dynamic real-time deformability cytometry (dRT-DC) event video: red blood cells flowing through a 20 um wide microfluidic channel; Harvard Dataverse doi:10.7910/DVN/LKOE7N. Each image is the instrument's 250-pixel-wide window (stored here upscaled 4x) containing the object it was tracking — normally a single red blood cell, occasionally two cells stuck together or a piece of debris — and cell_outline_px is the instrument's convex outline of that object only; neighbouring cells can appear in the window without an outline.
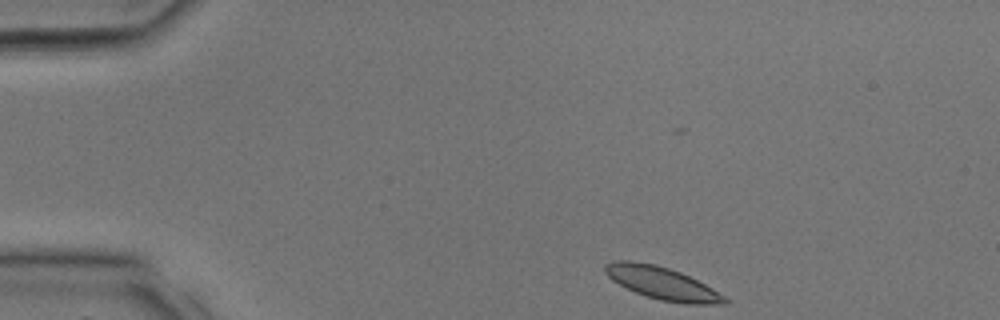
{"species": "common noctule bat (a hibernating species)", "species_latin": "Nyctalus noctula", "temperature_condition": "room temperature", "stored_images_in_passage": 28, "camera_frame_rate_fps": 3000, "um_per_image_px": 0.085, "animal": {"sex": "male", "body_mass_g": 17.9, "forearm_length_mm": 54.2}, "frame": {"image": 1, "passage_image": 1, "time_ms": 0.0, "image_size_px": [1000, 320], "cell_outline_px": [[728, 304], [684, 304], [660, 300], [636, 292], [612, 280], [604, 272], [604, 264], [612, 260], [632, 260], [656, 264], [680, 272], [712, 288], [724, 296], [728, 300]], "centroid_in_image_um": [56.25, 24.06], "position_along_channel_um": 28.7, "area_um2": 22.6}}
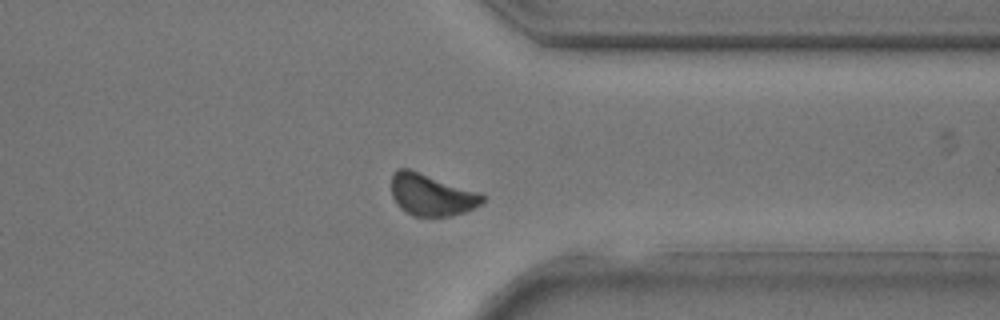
{"frame": {"image": 2, "passage_image": 21, "time_ms": 6.667, "image_size_px": [1000, 320], "cell_outline_px": [[484, 200], [480, 204], [464, 212], [448, 216], [412, 216], [400, 208], [392, 196], [392, 172], [396, 168], [408, 168], [480, 192], [484, 196]], "centroid_in_image_um": [36.65, 16.54], "position_along_channel_um": 374.8, "area_um2": 22.14}}
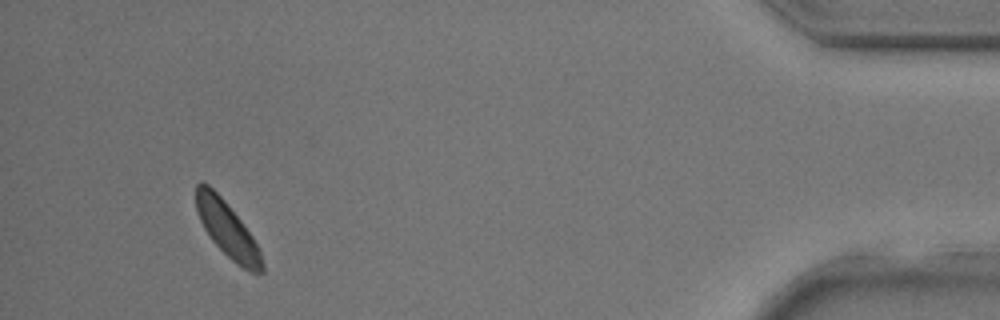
{"frame": {"image": 3, "passage_image": 26, "time_ms": 8.333, "image_size_px": [1000, 320], "cell_outline_px": [[264, 272], [248, 272], [236, 264], [212, 240], [204, 228], [200, 220], [196, 208], [196, 184], [200, 180], [204, 180], [224, 200], [240, 220], [252, 236], [260, 252], [264, 264]], "centroid_in_image_um": [19.31, 19.49], "position_along_channel_um": 415.9, "area_um2": 21.04}}